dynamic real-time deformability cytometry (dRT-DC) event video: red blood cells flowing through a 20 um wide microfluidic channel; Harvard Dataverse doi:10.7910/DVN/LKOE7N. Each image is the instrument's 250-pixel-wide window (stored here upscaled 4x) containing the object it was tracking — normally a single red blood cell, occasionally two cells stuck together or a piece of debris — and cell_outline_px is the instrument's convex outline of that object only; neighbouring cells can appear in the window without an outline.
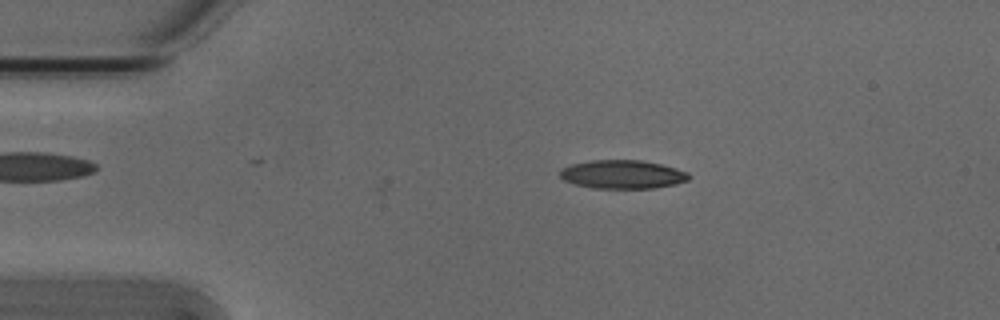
{"species": "Egyptian fruit bat (a non-hibernating species)", "species_latin": "Rousettus aegyptiacus", "temperature_condition": "cold", "stored_images_in_passage": 8, "camera_frame_rate_fps": 3000, "um_per_image_px": 0.085, "animal": {"sex": "male"}, "frame": {"image": 1, "passage_image": 7, "time_ms": 2.0, "image_size_px": [1000, 320], "cell_outline_px": [[692, 176], [688, 180], [676, 184], [656, 188], [592, 188], [576, 184], [564, 180], [560, 176], [560, 168], [572, 164], [592, 160], [640, 160], [660, 164], [676, 168], [688, 172]], "centroid_in_image_um": [52.94, 14.82], "position_along_channel_um": 32.1, "area_um2": 21.5}}